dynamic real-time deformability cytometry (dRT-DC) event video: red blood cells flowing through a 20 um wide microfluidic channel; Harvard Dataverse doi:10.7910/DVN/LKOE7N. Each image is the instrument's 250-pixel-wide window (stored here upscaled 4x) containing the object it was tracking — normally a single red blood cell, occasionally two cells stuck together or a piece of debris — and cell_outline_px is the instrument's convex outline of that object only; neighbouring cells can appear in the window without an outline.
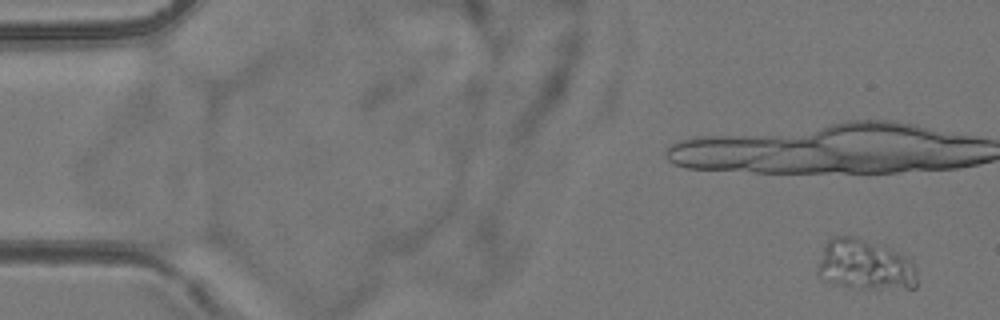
{"species": "common noctule bat (a hibernating species)", "species_latin": "Nyctalus noctula", "temperature_condition": "room temperature", "stored_images_in_passage": 6, "camera_frame_rate_fps": 3000, "um_per_image_px": 0.085, "animal": {"sex": "female", "body_mass_g": 24.6, "forearm_length_mm": 56.2}, "frame": {"image": 1, "passage_image": 1, "time_ms": 0.0, "image_size_px": [1000, 320], "cell_outline_px": [[916, 288], [848, 288], [832, 284], [820, 280], [816, 272], [824, 244], [832, 236], [856, 236], [892, 248], [912, 260], [916, 264]], "centroid_in_image_um": [73.49, 22.51], "position_along_channel_um": 11.5, "area_um2": 30.06}}